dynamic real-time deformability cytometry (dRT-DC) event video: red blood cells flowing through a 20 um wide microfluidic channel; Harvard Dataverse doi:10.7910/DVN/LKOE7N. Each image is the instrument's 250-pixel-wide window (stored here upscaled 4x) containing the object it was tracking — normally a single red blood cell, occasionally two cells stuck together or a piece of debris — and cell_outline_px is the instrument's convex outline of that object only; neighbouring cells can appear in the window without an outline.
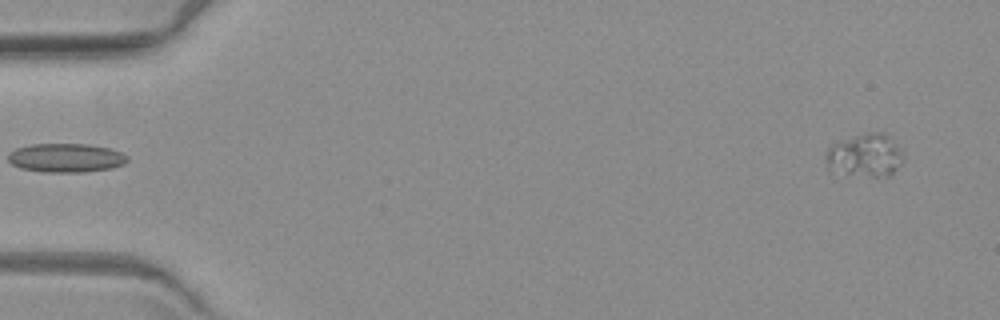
{"species": "common noctule bat (a hibernating species)", "species_latin": "Nyctalus noctula", "temperature_condition": "warm", "stored_images_in_passage": 4, "segment_of_instrument_passage": [2, 2], "camera_frame_rate_fps": 3000, "um_per_image_px": 0.085, "animal": {"sex": "female", "body_mass_g": 19.3, "forearm_length_mm": 54.1}, "frame": {"image": 1, "passage_image": 4, "time_ms": 4.333, "image_size_px": [1000, 320], "cell_outline_px": [[904, 160], [888, 176], [868, 176], [832, 172], [828, 168], [828, 148], [832, 144], [868, 132], [880, 132], [888, 136], [896, 144], [904, 156]], "centroid_in_image_um": [73.55, 13.22], "position_along_channel_um": 11.5, "area_um2": 18.96}}